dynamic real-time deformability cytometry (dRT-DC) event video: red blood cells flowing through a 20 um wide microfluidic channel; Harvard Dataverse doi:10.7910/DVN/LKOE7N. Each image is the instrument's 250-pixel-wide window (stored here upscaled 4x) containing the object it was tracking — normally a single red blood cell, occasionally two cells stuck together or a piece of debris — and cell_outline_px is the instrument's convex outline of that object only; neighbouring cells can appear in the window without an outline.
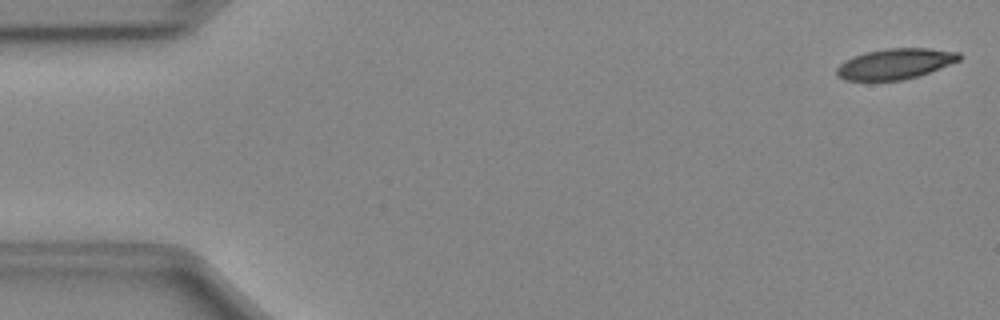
{"species": "Egyptian fruit bat (a non-hibernating species)", "species_latin": "Rousettus aegyptiacus", "temperature_condition": "cold", "stored_images_in_passage": 50, "camera_frame_rate_fps": 3000, "um_per_image_px": 0.085, "animal": {"sex": "female"}, "frame": {"image": 1, "passage_image": 1, "time_ms": 0.0, "image_size_px": [1000, 320], "cell_outline_px": [[960, 60], [928, 72], [916, 76], [900, 80], [844, 80], [836, 76], [836, 68], [844, 60], [852, 56], [864, 52], [888, 48], [928, 48], [960, 52]], "centroid_in_image_um": [76.03, 5.41], "position_along_channel_um": 9.0, "area_um2": 21.73}}
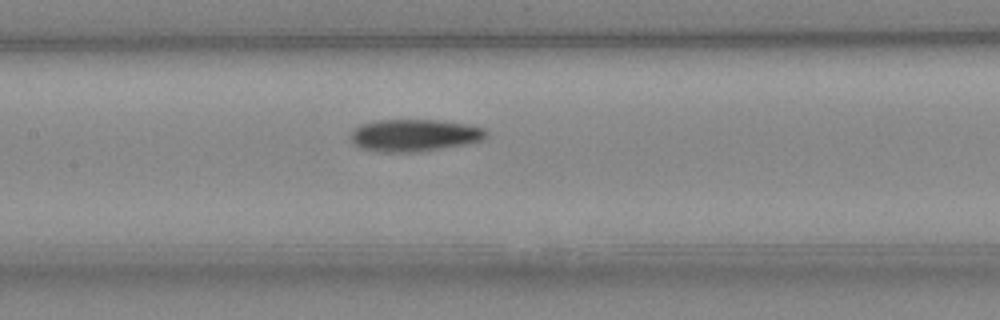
{"frame": {"image": 2, "passage_image": 23, "time_ms": 7.333, "image_size_px": [1000, 320], "cell_outline_px": [[488, 136], [484, 140], [468, 144], [416, 152], [380, 152], [360, 148], [352, 144], [348, 136], [360, 124], [380, 120], [436, 120], [468, 124], [484, 128], [488, 132]], "centroid_in_image_um": [35.23, 11.51], "position_along_channel_um": 172.2, "area_um2": 25.72}}
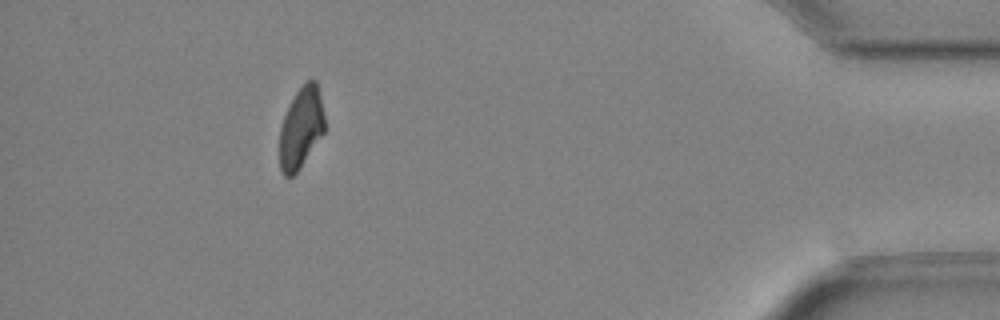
{"frame": {"image": 3, "passage_image": 45, "time_ms": 14.667, "image_size_px": [1000, 320], "cell_outline_px": [[324, 132], [300, 168], [292, 176], [284, 176], [280, 168], [280, 128], [284, 116], [296, 92], [308, 80], [316, 80], [320, 96], [324, 116]], "centroid_in_image_um": [25.59, 10.88], "position_along_channel_um": 409.6, "area_um2": 20.87}, "authors_computed_cell_mechanics": {"area_um2": 23.6402, "velocity_mm_per_s": 4.0273, "shape_relaxation_time_tau1_ms": 6.5451, "shape_relaxation_time_tau2_ms": null, "deformation_change_tau1": 0.1747, "deformation_change_tau2": null}}